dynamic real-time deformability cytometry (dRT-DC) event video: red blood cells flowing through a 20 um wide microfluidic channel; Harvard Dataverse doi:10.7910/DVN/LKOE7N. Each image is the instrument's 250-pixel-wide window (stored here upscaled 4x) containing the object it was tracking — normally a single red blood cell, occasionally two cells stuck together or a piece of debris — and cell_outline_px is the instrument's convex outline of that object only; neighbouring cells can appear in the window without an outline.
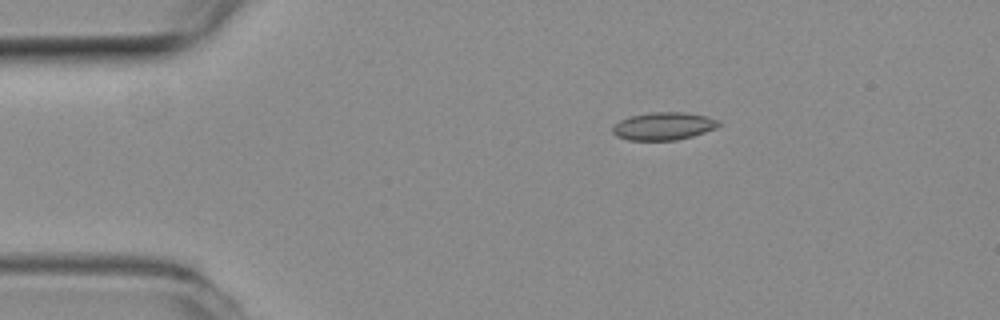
{"species": "common noctule bat (a hibernating species)", "species_latin": "Nyctalus noctula", "temperature_condition": "room temperature", "stored_images_in_passage": 39, "camera_frame_rate_fps": 3000, "um_per_image_px": 0.085, "animal": {"sex": "female", "body_mass_g": 19.3, "forearm_length_mm": 54.1}, "frame": {"image": 1, "passage_image": 2, "time_ms": 0.333, "image_size_px": [1000, 320], "cell_outline_px": [[720, 124], [716, 128], [692, 136], [676, 140], [628, 140], [616, 136], [612, 132], [612, 128], [620, 120], [628, 116], [652, 112], [684, 112], [708, 116], [720, 120]], "centroid_in_image_um": [56.41, 10.71], "position_along_channel_um": 28.6, "area_um2": 17.22}}
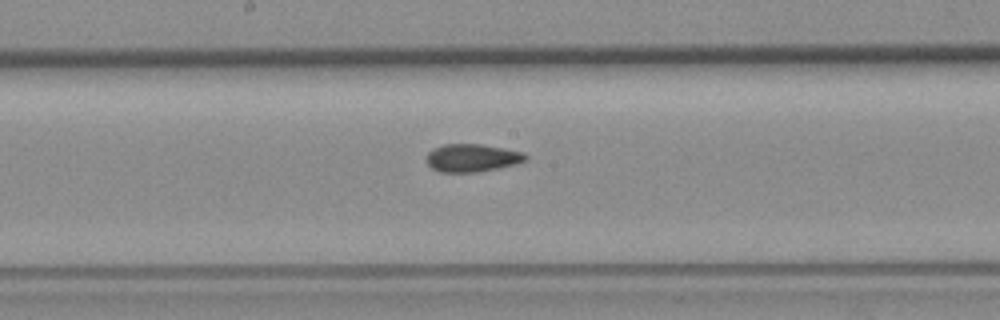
{"frame": {"image": 2, "passage_image": 21, "time_ms": 6.667, "image_size_px": [1000, 320], "cell_outline_px": [[528, 160], [516, 164], [476, 172], [440, 172], [432, 168], [424, 160], [428, 152], [432, 148], [444, 144], [480, 144], [504, 148], [524, 152], [528, 156]], "centroid_in_image_um": [40.11, 13.41], "position_along_channel_um": 208.1, "area_um2": 16.24}}
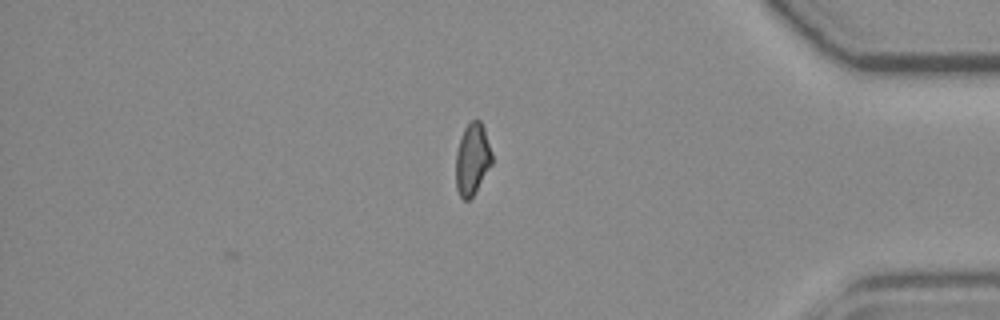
{"frame": {"image": 3, "passage_image": 39, "time_ms": 12.667, "image_size_px": [1000, 320], "cell_outline_px": [[492, 164], [472, 196], [468, 200], [464, 200], [460, 196], [456, 188], [456, 152], [464, 128], [472, 120], [480, 120], [484, 128], [492, 152]], "centroid_in_image_um": [40.15, 13.52], "position_along_channel_um": 395.1, "area_um2": 14.91}, "authors_computed_cell_mechanics": {"area_um2": 16.1262, "velocity_mm_per_s": 3.6729, "shape_relaxation_time_tau1_ms": null, "shape_relaxation_time_tau2_ms": 2.0023, "deformation_change_tau1": null, "deformation_change_tau2": 0.0748}}